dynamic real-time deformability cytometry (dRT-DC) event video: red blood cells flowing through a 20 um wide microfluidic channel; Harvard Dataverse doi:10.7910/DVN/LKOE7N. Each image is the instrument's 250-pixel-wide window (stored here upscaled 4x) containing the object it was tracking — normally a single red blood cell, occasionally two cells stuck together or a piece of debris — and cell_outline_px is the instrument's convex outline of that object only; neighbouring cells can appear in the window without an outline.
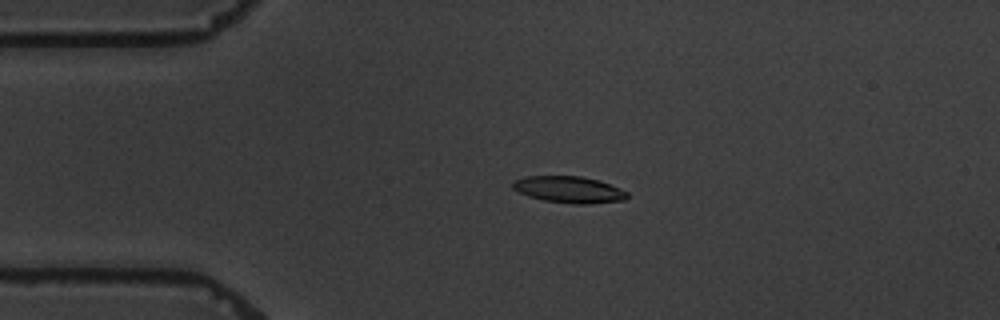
{"species": "common noctule bat (a hibernating species)", "species_latin": "Nyctalus noctula", "temperature_condition": "warm", "stored_images_in_passage": 4, "camera_frame_rate_fps": 3000, "um_per_image_px": 0.085, "animal": {"sex": "male", "body_mass_g": 19.5, "forearm_length_mm": 54.6}, "frame": {"image": 1, "passage_image": 3, "time_ms": 2.333, "image_size_px": [1000, 320], "cell_outline_px": [[628, 196], [624, 200], [588, 204], [572, 204], [544, 200], [528, 196], [512, 188], [512, 180], [524, 176], [580, 176], [600, 180], [628, 192]], "centroid_in_image_um": [48.34, 16.11], "position_along_channel_um": 36.7, "area_um2": 17.8}}